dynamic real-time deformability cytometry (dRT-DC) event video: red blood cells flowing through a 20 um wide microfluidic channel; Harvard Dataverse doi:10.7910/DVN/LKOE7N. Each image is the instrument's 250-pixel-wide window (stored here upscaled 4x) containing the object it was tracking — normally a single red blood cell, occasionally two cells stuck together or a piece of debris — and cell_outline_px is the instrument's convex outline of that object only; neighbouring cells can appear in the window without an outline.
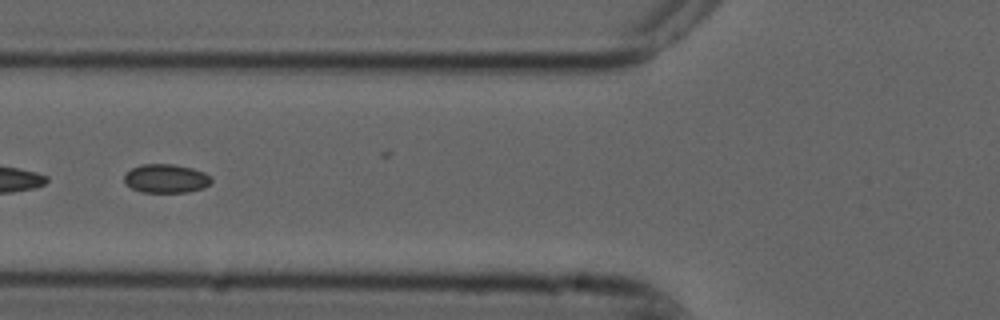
{"species": "common noctule bat (a hibernating species)", "species_latin": "Nyctalus noctula", "temperature_condition": "cold", "stored_images_in_passage": 10, "segment_of_instrument_passage": [2, 2], "camera_frame_rate_fps": 3000, "um_per_image_px": 0.085, "animal": {"sex": "male", "forearm_length_mm": 52.5}, "frame": {"image": 1, "passage_image": 5, "time_ms": 1.333, "image_size_px": [1000, 320], "cell_outline_px": [[212, 184], [204, 188], [188, 192], [140, 192], [124, 184], [124, 176], [132, 168], [140, 164], [172, 164], [192, 168], [204, 172], [212, 180]], "centroid_in_image_um": [14.11, 15.18], "position_along_channel_um": 111.7, "area_um2": 14.68}}
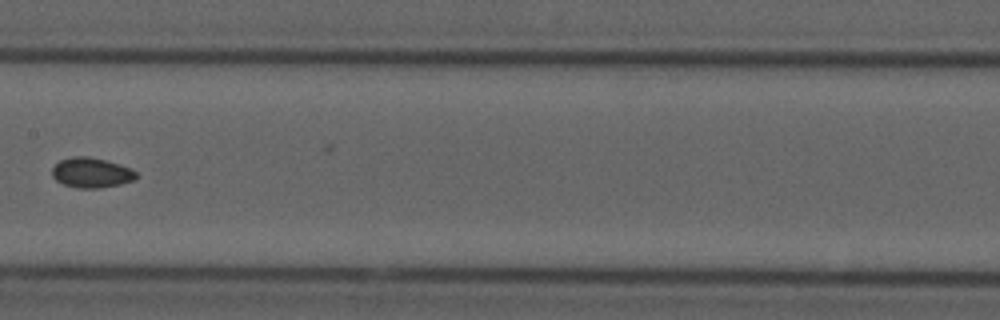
{"frame": {"image": 2, "passage_image": 7, "time_ms": 2.0, "image_size_px": [1000, 320], "cell_outline_px": [[136, 180], [120, 184], [100, 188], [76, 188], [64, 184], [56, 180], [52, 176], [52, 168], [60, 160], [72, 156], [88, 156], [120, 164], [132, 168], [136, 172]], "centroid_in_image_um": [7.78, 14.68], "position_along_channel_um": 199.6, "area_um2": 14.8}}
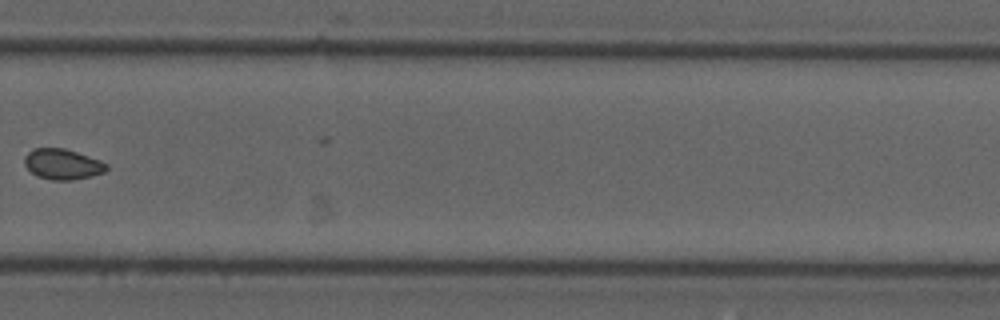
{"frame": {"image": 3, "passage_image": 10, "time_ms": 3.0, "image_size_px": [1000, 320], "cell_outline_px": [[108, 168], [104, 172], [92, 176], [72, 180], [52, 180], [40, 176], [32, 172], [24, 164], [24, 156], [32, 148], [64, 148], [100, 160], [108, 164]], "centroid_in_image_um": [5.32, 13.95], "position_along_channel_um": 324.5, "area_um2": 14.51}}